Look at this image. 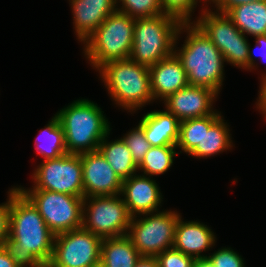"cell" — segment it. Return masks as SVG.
<instances>
[{"label":"cell","instance_id":"cell-1","mask_svg":"<svg viewBox=\"0 0 266 267\" xmlns=\"http://www.w3.org/2000/svg\"><path fill=\"white\" fill-rule=\"evenodd\" d=\"M55 234L32 202L17 188L10 189L9 234L2 247L18 267H46Z\"/></svg>","mask_w":266,"mask_h":267},{"label":"cell","instance_id":"cell-2","mask_svg":"<svg viewBox=\"0 0 266 267\" xmlns=\"http://www.w3.org/2000/svg\"><path fill=\"white\" fill-rule=\"evenodd\" d=\"M182 32L187 33L186 40L178 50L176 43ZM174 54L187 73L189 85L208 87L220 94L224 80V57L194 22L182 23L179 27Z\"/></svg>","mask_w":266,"mask_h":267},{"label":"cell","instance_id":"cell-3","mask_svg":"<svg viewBox=\"0 0 266 267\" xmlns=\"http://www.w3.org/2000/svg\"><path fill=\"white\" fill-rule=\"evenodd\" d=\"M103 113L96 103L81 98L55 114L64 132L67 153L98 150L99 144L112 129Z\"/></svg>","mask_w":266,"mask_h":267},{"label":"cell","instance_id":"cell-4","mask_svg":"<svg viewBox=\"0 0 266 267\" xmlns=\"http://www.w3.org/2000/svg\"><path fill=\"white\" fill-rule=\"evenodd\" d=\"M97 71L112 101L131 114L154 100L148 66L130 59L114 60L106 62Z\"/></svg>","mask_w":266,"mask_h":267},{"label":"cell","instance_id":"cell-5","mask_svg":"<svg viewBox=\"0 0 266 267\" xmlns=\"http://www.w3.org/2000/svg\"><path fill=\"white\" fill-rule=\"evenodd\" d=\"M181 24L179 19L169 14L136 18L129 59L150 67L172 56Z\"/></svg>","mask_w":266,"mask_h":267},{"label":"cell","instance_id":"cell-6","mask_svg":"<svg viewBox=\"0 0 266 267\" xmlns=\"http://www.w3.org/2000/svg\"><path fill=\"white\" fill-rule=\"evenodd\" d=\"M135 20L116 10L83 43V53L94 69L109 61L129 59Z\"/></svg>","mask_w":266,"mask_h":267},{"label":"cell","instance_id":"cell-7","mask_svg":"<svg viewBox=\"0 0 266 267\" xmlns=\"http://www.w3.org/2000/svg\"><path fill=\"white\" fill-rule=\"evenodd\" d=\"M140 216L131 218L126 234L140 256L156 257L164 250L173 247L180 213L166 210Z\"/></svg>","mask_w":266,"mask_h":267},{"label":"cell","instance_id":"cell-8","mask_svg":"<svg viewBox=\"0 0 266 267\" xmlns=\"http://www.w3.org/2000/svg\"><path fill=\"white\" fill-rule=\"evenodd\" d=\"M201 16L194 22L222 53L225 62L241 69H248V39L222 13L211 9H202Z\"/></svg>","mask_w":266,"mask_h":267},{"label":"cell","instance_id":"cell-9","mask_svg":"<svg viewBox=\"0 0 266 267\" xmlns=\"http://www.w3.org/2000/svg\"><path fill=\"white\" fill-rule=\"evenodd\" d=\"M131 218L120 194L84 198L82 227L102 239L125 236Z\"/></svg>","mask_w":266,"mask_h":267},{"label":"cell","instance_id":"cell-10","mask_svg":"<svg viewBox=\"0 0 266 267\" xmlns=\"http://www.w3.org/2000/svg\"><path fill=\"white\" fill-rule=\"evenodd\" d=\"M20 191L37 208L55 235L82 227L84 196H72L49 190Z\"/></svg>","mask_w":266,"mask_h":267},{"label":"cell","instance_id":"cell-11","mask_svg":"<svg viewBox=\"0 0 266 267\" xmlns=\"http://www.w3.org/2000/svg\"><path fill=\"white\" fill-rule=\"evenodd\" d=\"M34 186L19 190H49L72 196H84L82 164L80 154H69L56 159L44 160L35 168Z\"/></svg>","mask_w":266,"mask_h":267},{"label":"cell","instance_id":"cell-12","mask_svg":"<svg viewBox=\"0 0 266 267\" xmlns=\"http://www.w3.org/2000/svg\"><path fill=\"white\" fill-rule=\"evenodd\" d=\"M103 239L83 227L55 235L53 253L46 267H95L100 265Z\"/></svg>","mask_w":266,"mask_h":267},{"label":"cell","instance_id":"cell-13","mask_svg":"<svg viewBox=\"0 0 266 267\" xmlns=\"http://www.w3.org/2000/svg\"><path fill=\"white\" fill-rule=\"evenodd\" d=\"M84 198L119 195L123 181L99 150L80 154Z\"/></svg>","mask_w":266,"mask_h":267},{"label":"cell","instance_id":"cell-14","mask_svg":"<svg viewBox=\"0 0 266 267\" xmlns=\"http://www.w3.org/2000/svg\"><path fill=\"white\" fill-rule=\"evenodd\" d=\"M218 93L204 86L188 85L164 100L165 109L180 121L213 115Z\"/></svg>","mask_w":266,"mask_h":267},{"label":"cell","instance_id":"cell-15","mask_svg":"<svg viewBox=\"0 0 266 267\" xmlns=\"http://www.w3.org/2000/svg\"><path fill=\"white\" fill-rule=\"evenodd\" d=\"M151 178L135 174L123 180L120 196L131 217L159 212L163 197L158 184Z\"/></svg>","mask_w":266,"mask_h":267},{"label":"cell","instance_id":"cell-16","mask_svg":"<svg viewBox=\"0 0 266 267\" xmlns=\"http://www.w3.org/2000/svg\"><path fill=\"white\" fill-rule=\"evenodd\" d=\"M78 41L85 43L105 19L117 10V0H69Z\"/></svg>","mask_w":266,"mask_h":267},{"label":"cell","instance_id":"cell-17","mask_svg":"<svg viewBox=\"0 0 266 267\" xmlns=\"http://www.w3.org/2000/svg\"><path fill=\"white\" fill-rule=\"evenodd\" d=\"M149 73L154 101H164L189 85L187 73L175 54L150 66Z\"/></svg>","mask_w":266,"mask_h":267},{"label":"cell","instance_id":"cell-18","mask_svg":"<svg viewBox=\"0 0 266 267\" xmlns=\"http://www.w3.org/2000/svg\"><path fill=\"white\" fill-rule=\"evenodd\" d=\"M216 236L210 227L200 221H183L180 216L175 228L173 248L195 259L207 258L201 254L216 243Z\"/></svg>","mask_w":266,"mask_h":267},{"label":"cell","instance_id":"cell-19","mask_svg":"<svg viewBox=\"0 0 266 267\" xmlns=\"http://www.w3.org/2000/svg\"><path fill=\"white\" fill-rule=\"evenodd\" d=\"M224 121L219 111L213 115L204 116L201 143H198L188 155L201 159L231 149L234 145L231 140L229 125Z\"/></svg>","mask_w":266,"mask_h":267},{"label":"cell","instance_id":"cell-20","mask_svg":"<svg viewBox=\"0 0 266 267\" xmlns=\"http://www.w3.org/2000/svg\"><path fill=\"white\" fill-rule=\"evenodd\" d=\"M138 125L143 129L151 146H177L180 120L166 109L146 113Z\"/></svg>","mask_w":266,"mask_h":267},{"label":"cell","instance_id":"cell-21","mask_svg":"<svg viewBox=\"0 0 266 267\" xmlns=\"http://www.w3.org/2000/svg\"><path fill=\"white\" fill-rule=\"evenodd\" d=\"M226 15L244 35H266V1L237 5Z\"/></svg>","mask_w":266,"mask_h":267},{"label":"cell","instance_id":"cell-22","mask_svg":"<svg viewBox=\"0 0 266 267\" xmlns=\"http://www.w3.org/2000/svg\"><path fill=\"white\" fill-rule=\"evenodd\" d=\"M140 257L138 250L126 235L105 238L102 241L100 259L102 267H134Z\"/></svg>","mask_w":266,"mask_h":267},{"label":"cell","instance_id":"cell-23","mask_svg":"<svg viewBox=\"0 0 266 267\" xmlns=\"http://www.w3.org/2000/svg\"><path fill=\"white\" fill-rule=\"evenodd\" d=\"M108 135L99 144L98 150L108 161L114 172L123 181L138 172V166L134 162L131 152L124 141L116 139L108 142Z\"/></svg>","mask_w":266,"mask_h":267},{"label":"cell","instance_id":"cell-24","mask_svg":"<svg viewBox=\"0 0 266 267\" xmlns=\"http://www.w3.org/2000/svg\"><path fill=\"white\" fill-rule=\"evenodd\" d=\"M35 149L44 160L56 159L67 153L64 132L58 117L54 115L35 140Z\"/></svg>","mask_w":266,"mask_h":267},{"label":"cell","instance_id":"cell-25","mask_svg":"<svg viewBox=\"0 0 266 267\" xmlns=\"http://www.w3.org/2000/svg\"><path fill=\"white\" fill-rule=\"evenodd\" d=\"M177 146H151L145 154L143 161L138 166V171L143 172L142 175L154 176L167 172L173 165Z\"/></svg>","mask_w":266,"mask_h":267},{"label":"cell","instance_id":"cell-26","mask_svg":"<svg viewBox=\"0 0 266 267\" xmlns=\"http://www.w3.org/2000/svg\"><path fill=\"white\" fill-rule=\"evenodd\" d=\"M203 137V117L180 121L179 140L177 147L189 154Z\"/></svg>","mask_w":266,"mask_h":267},{"label":"cell","instance_id":"cell-27","mask_svg":"<svg viewBox=\"0 0 266 267\" xmlns=\"http://www.w3.org/2000/svg\"><path fill=\"white\" fill-rule=\"evenodd\" d=\"M122 2V3H121ZM117 11L133 18L154 17L163 13L160 0H117Z\"/></svg>","mask_w":266,"mask_h":267},{"label":"cell","instance_id":"cell-28","mask_svg":"<svg viewBox=\"0 0 266 267\" xmlns=\"http://www.w3.org/2000/svg\"><path fill=\"white\" fill-rule=\"evenodd\" d=\"M121 139L129 148L132 158L137 166L143 161L145 154L150 149L151 145L147 141L143 129L138 125L128 131Z\"/></svg>","mask_w":266,"mask_h":267},{"label":"cell","instance_id":"cell-29","mask_svg":"<svg viewBox=\"0 0 266 267\" xmlns=\"http://www.w3.org/2000/svg\"><path fill=\"white\" fill-rule=\"evenodd\" d=\"M198 1L199 0H160L163 13L179 19L182 23L191 22V14L196 9ZM199 2H201V0ZM202 2L205 4L208 0H202Z\"/></svg>","mask_w":266,"mask_h":267},{"label":"cell","instance_id":"cell-30","mask_svg":"<svg viewBox=\"0 0 266 267\" xmlns=\"http://www.w3.org/2000/svg\"><path fill=\"white\" fill-rule=\"evenodd\" d=\"M159 267H192L195 258L175 248H169L156 256Z\"/></svg>","mask_w":266,"mask_h":267},{"label":"cell","instance_id":"cell-31","mask_svg":"<svg viewBox=\"0 0 266 267\" xmlns=\"http://www.w3.org/2000/svg\"><path fill=\"white\" fill-rule=\"evenodd\" d=\"M207 258L214 267H245L242 256L231 247H222Z\"/></svg>","mask_w":266,"mask_h":267},{"label":"cell","instance_id":"cell-32","mask_svg":"<svg viewBox=\"0 0 266 267\" xmlns=\"http://www.w3.org/2000/svg\"><path fill=\"white\" fill-rule=\"evenodd\" d=\"M9 210H10V190L8 191V199L5 203L0 204V247L8 238L9 234Z\"/></svg>","mask_w":266,"mask_h":267},{"label":"cell","instance_id":"cell-33","mask_svg":"<svg viewBox=\"0 0 266 267\" xmlns=\"http://www.w3.org/2000/svg\"><path fill=\"white\" fill-rule=\"evenodd\" d=\"M256 39V44H255V48L258 47V49L260 50V57L266 61V35H260V36H254ZM261 47V48H260ZM257 49V48H256ZM255 52H253V48H251L250 43H249V53H248V70H252L255 69V61L254 59H256L257 54H255Z\"/></svg>","mask_w":266,"mask_h":267},{"label":"cell","instance_id":"cell-34","mask_svg":"<svg viewBox=\"0 0 266 267\" xmlns=\"http://www.w3.org/2000/svg\"><path fill=\"white\" fill-rule=\"evenodd\" d=\"M266 0H208L211 4H215L216 12L226 14L230 9L237 5L252 3V2H261Z\"/></svg>","mask_w":266,"mask_h":267},{"label":"cell","instance_id":"cell-35","mask_svg":"<svg viewBox=\"0 0 266 267\" xmlns=\"http://www.w3.org/2000/svg\"><path fill=\"white\" fill-rule=\"evenodd\" d=\"M259 88L260 92L256 102V107L259 109L260 113L262 112L261 114L264 115L263 117L266 119V74H262L261 85Z\"/></svg>","mask_w":266,"mask_h":267},{"label":"cell","instance_id":"cell-36","mask_svg":"<svg viewBox=\"0 0 266 267\" xmlns=\"http://www.w3.org/2000/svg\"><path fill=\"white\" fill-rule=\"evenodd\" d=\"M134 267H159L156 257L141 256Z\"/></svg>","mask_w":266,"mask_h":267},{"label":"cell","instance_id":"cell-37","mask_svg":"<svg viewBox=\"0 0 266 267\" xmlns=\"http://www.w3.org/2000/svg\"><path fill=\"white\" fill-rule=\"evenodd\" d=\"M0 267H18L3 247H0Z\"/></svg>","mask_w":266,"mask_h":267},{"label":"cell","instance_id":"cell-38","mask_svg":"<svg viewBox=\"0 0 266 267\" xmlns=\"http://www.w3.org/2000/svg\"><path fill=\"white\" fill-rule=\"evenodd\" d=\"M192 267H214L208 258L196 259Z\"/></svg>","mask_w":266,"mask_h":267}]
</instances>
